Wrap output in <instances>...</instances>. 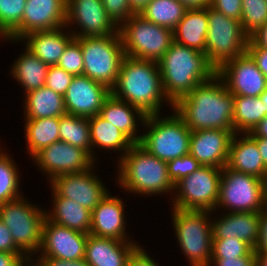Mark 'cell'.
<instances>
[{
    "mask_svg": "<svg viewBox=\"0 0 267 266\" xmlns=\"http://www.w3.org/2000/svg\"><path fill=\"white\" fill-rule=\"evenodd\" d=\"M222 168L201 166L175 184L173 208L215 211L219 199ZM178 189V190H177Z\"/></svg>",
    "mask_w": 267,
    "mask_h": 266,
    "instance_id": "obj_12",
    "label": "cell"
},
{
    "mask_svg": "<svg viewBox=\"0 0 267 266\" xmlns=\"http://www.w3.org/2000/svg\"><path fill=\"white\" fill-rule=\"evenodd\" d=\"M0 252L22 253L16 246L8 227L0 220Z\"/></svg>",
    "mask_w": 267,
    "mask_h": 266,
    "instance_id": "obj_46",
    "label": "cell"
},
{
    "mask_svg": "<svg viewBox=\"0 0 267 266\" xmlns=\"http://www.w3.org/2000/svg\"><path fill=\"white\" fill-rule=\"evenodd\" d=\"M73 77L57 65L49 66L45 86L64 96Z\"/></svg>",
    "mask_w": 267,
    "mask_h": 266,
    "instance_id": "obj_43",
    "label": "cell"
},
{
    "mask_svg": "<svg viewBox=\"0 0 267 266\" xmlns=\"http://www.w3.org/2000/svg\"><path fill=\"white\" fill-rule=\"evenodd\" d=\"M49 66L25 47V52L15 60L11 74L25 88V94L44 87Z\"/></svg>",
    "mask_w": 267,
    "mask_h": 266,
    "instance_id": "obj_30",
    "label": "cell"
},
{
    "mask_svg": "<svg viewBox=\"0 0 267 266\" xmlns=\"http://www.w3.org/2000/svg\"><path fill=\"white\" fill-rule=\"evenodd\" d=\"M111 90L87 76H74L64 94L67 114L90 118L99 114Z\"/></svg>",
    "mask_w": 267,
    "mask_h": 266,
    "instance_id": "obj_19",
    "label": "cell"
},
{
    "mask_svg": "<svg viewBox=\"0 0 267 266\" xmlns=\"http://www.w3.org/2000/svg\"><path fill=\"white\" fill-rule=\"evenodd\" d=\"M111 94L139 108L145 115L159 114L163 101L173 108L164 93L156 61L125 56Z\"/></svg>",
    "mask_w": 267,
    "mask_h": 266,
    "instance_id": "obj_2",
    "label": "cell"
},
{
    "mask_svg": "<svg viewBox=\"0 0 267 266\" xmlns=\"http://www.w3.org/2000/svg\"><path fill=\"white\" fill-rule=\"evenodd\" d=\"M257 64L259 70L267 79V49L265 48H247L246 50Z\"/></svg>",
    "mask_w": 267,
    "mask_h": 266,
    "instance_id": "obj_51",
    "label": "cell"
},
{
    "mask_svg": "<svg viewBox=\"0 0 267 266\" xmlns=\"http://www.w3.org/2000/svg\"><path fill=\"white\" fill-rule=\"evenodd\" d=\"M57 66L61 67L73 76L83 75L84 60L80 42L76 38H73L68 43L57 63Z\"/></svg>",
    "mask_w": 267,
    "mask_h": 266,
    "instance_id": "obj_40",
    "label": "cell"
},
{
    "mask_svg": "<svg viewBox=\"0 0 267 266\" xmlns=\"http://www.w3.org/2000/svg\"><path fill=\"white\" fill-rule=\"evenodd\" d=\"M32 159L49 176L50 181L63 174L79 173L91 169L95 158L82 148L58 141L37 152Z\"/></svg>",
    "mask_w": 267,
    "mask_h": 266,
    "instance_id": "obj_13",
    "label": "cell"
},
{
    "mask_svg": "<svg viewBox=\"0 0 267 266\" xmlns=\"http://www.w3.org/2000/svg\"><path fill=\"white\" fill-rule=\"evenodd\" d=\"M183 3L187 8H200L207 7L210 0H178Z\"/></svg>",
    "mask_w": 267,
    "mask_h": 266,
    "instance_id": "obj_55",
    "label": "cell"
},
{
    "mask_svg": "<svg viewBox=\"0 0 267 266\" xmlns=\"http://www.w3.org/2000/svg\"><path fill=\"white\" fill-rule=\"evenodd\" d=\"M118 163V184L126 191L148 196L175 191L168 175L167 162L150 154L139 143L121 156Z\"/></svg>",
    "mask_w": 267,
    "mask_h": 266,
    "instance_id": "obj_4",
    "label": "cell"
},
{
    "mask_svg": "<svg viewBox=\"0 0 267 266\" xmlns=\"http://www.w3.org/2000/svg\"><path fill=\"white\" fill-rule=\"evenodd\" d=\"M207 17L206 57L218 70L225 62L246 52L249 36L244 32L241 21L229 18L209 5Z\"/></svg>",
    "mask_w": 267,
    "mask_h": 266,
    "instance_id": "obj_10",
    "label": "cell"
},
{
    "mask_svg": "<svg viewBox=\"0 0 267 266\" xmlns=\"http://www.w3.org/2000/svg\"><path fill=\"white\" fill-rule=\"evenodd\" d=\"M191 130L223 129L234 131V95L215 74L183 96L173 109Z\"/></svg>",
    "mask_w": 267,
    "mask_h": 266,
    "instance_id": "obj_1",
    "label": "cell"
},
{
    "mask_svg": "<svg viewBox=\"0 0 267 266\" xmlns=\"http://www.w3.org/2000/svg\"><path fill=\"white\" fill-rule=\"evenodd\" d=\"M138 246L131 240L119 241L88 234L84 259L90 266H126Z\"/></svg>",
    "mask_w": 267,
    "mask_h": 266,
    "instance_id": "obj_23",
    "label": "cell"
},
{
    "mask_svg": "<svg viewBox=\"0 0 267 266\" xmlns=\"http://www.w3.org/2000/svg\"><path fill=\"white\" fill-rule=\"evenodd\" d=\"M65 0H26L20 26L6 39L19 41L35 31H49L66 26Z\"/></svg>",
    "mask_w": 267,
    "mask_h": 266,
    "instance_id": "obj_16",
    "label": "cell"
},
{
    "mask_svg": "<svg viewBox=\"0 0 267 266\" xmlns=\"http://www.w3.org/2000/svg\"><path fill=\"white\" fill-rule=\"evenodd\" d=\"M29 202V203H28ZM46 212L22 196L0 204V220L8 227L17 248L28 258L38 253L42 244Z\"/></svg>",
    "mask_w": 267,
    "mask_h": 266,
    "instance_id": "obj_8",
    "label": "cell"
},
{
    "mask_svg": "<svg viewBox=\"0 0 267 266\" xmlns=\"http://www.w3.org/2000/svg\"><path fill=\"white\" fill-rule=\"evenodd\" d=\"M259 239L255 252H267V209L264 208L259 216Z\"/></svg>",
    "mask_w": 267,
    "mask_h": 266,
    "instance_id": "obj_49",
    "label": "cell"
},
{
    "mask_svg": "<svg viewBox=\"0 0 267 266\" xmlns=\"http://www.w3.org/2000/svg\"><path fill=\"white\" fill-rule=\"evenodd\" d=\"M266 116V107L260 97L234 96L233 128L235 133L251 132Z\"/></svg>",
    "mask_w": 267,
    "mask_h": 266,
    "instance_id": "obj_33",
    "label": "cell"
},
{
    "mask_svg": "<svg viewBox=\"0 0 267 266\" xmlns=\"http://www.w3.org/2000/svg\"><path fill=\"white\" fill-rule=\"evenodd\" d=\"M259 216L258 212H228L211 220L212 240L237 238L255 249L259 239Z\"/></svg>",
    "mask_w": 267,
    "mask_h": 266,
    "instance_id": "obj_22",
    "label": "cell"
},
{
    "mask_svg": "<svg viewBox=\"0 0 267 266\" xmlns=\"http://www.w3.org/2000/svg\"><path fill=\"white\" fill-rule=\"evenodd\" d=\"M167 165L169 178L174 185L201 167V164L191 154L170 160Z\"/></svg>",
    "mask_w": 267,
    "mask_h": 266,
    "instance_id": "obj_41",
    "label": "cell"
},
{
    "mask_svg": "<svg viewBox=\"0 0 267 266\" xmlns=\"http://www.w3.org/2000/svg\"><path fill=\"white\" fill-rule=\"evenodd\" d=\"M121 198L108 193L91 211L90 234L98 237L129 241L125 236V215Z\"/></svg>",
    "mask_w": 267,
    "mask_h": 266,
    "instance_id": "obj_21",
    "label": "cell"
},
{
    "mask_svg": "<svg viewBox=\"0 0 267 266\" xmlns=\"http://www.w3.org/2000/svg\"><path fill=\"white\" fill-rule=\"evenodd\" d=\"M247 48L267 49V22L249 36Z\"/></svg>",
    "mask_w": 267,
    "mask_h": 266,
    "instance_id": "obj_50",
    "label": "cell"
},
{
    "mask_svg": "<svg viewBox=\"0 0 267 266\" xmlns=\"http://www.w3.org/2000/svg\"><path fill=\"white\" fill-rule=\"evenodd\" d=\"M235 131L205 129L191 131L189 154L201 166L224 168L227 166L230 143Z\"/></svg>",
    "mask_w": 267,
    "mask_h": 266,
    "instance_id": "obj_20",
    "label": "cell"
},
{
    "mask_svg": "<svg viewBox=\"0 0 267 266\" xmlns=\"http://www.w3.org/2000/svg\"><path fill=\"white\" fill-rule=\"evenodd\" d=\"M65 27L49 31H35L25 35L21 41L26 40V48L41 61L48 66H55L68 43L74 38L71 32H66V34L63 32Z\"/></svg>",
    "mask_w": 267,
    "mask_h": 266,
    "instance_id": "obj_25",
    "label": "cell"
},
{
    "mask_svg": "<svg viewBox=\"0 0 267 266\" xmlns=\"http://www.w3.org/2000/svg\"><path fill=\"white\" fill-rule=\"evenodd\" d=\"M216 74L234 96L259 97L267 88L266 77L247 51L225 62Z\"/></svg>",
    "mask_w": 267,
    "mask_h": 266,
    "instance_id": "obj_14",
    "label": "cell"
},
{
    "mask_svg": "<svg viewBox=\"0 0 267 266\" xmlns=\"http://www.w3.org/2000/svg\"><path fill=\"white\" fill-rule=\"evenodd\" d=\"M99 115L123 132L134 144L140 143L142 135L137 136L136 131L139 130H137L136 120L140 119L143 123L147 115L139 108L110 94L104 101Z\"/></svg>",
    "mask_w": 267,
    "mask_h": 266,
    "instance_id": "obj_26",
    "label": "cell"
},
{
    "mask_svg": "<svg viewBox=\"0 0 267 266\" xmlns=\"http://www.w3.org/2000/svg\"><path fill=\"white\" fill-rule=\"evenodd\" d=\"M88 234L72 230L50 221L43 224L40 257H55L62 260L84 259Z\"/></svg>",
    "mask_w": 267,
    "mask_h": 266,
    "instance_id": "obj_18",
    "label": "cell"
},
{
    "mask_svg": "<svg viewBox=\"0 0 267 266\" xmlns=\"http://www.w3.org/2000/svg\"><path fill=\"white\" fill-rule=\"evenodd\" d=\"M241 24L250 36L267 22L266 0H242Z\"/></svg>",
    "mask_w": 267,
    "mask_h": 266,
    "instance_id": "obj_38",
    "label": "cell"
},
{
    "mask_svg": "<svg viewBox=\"0 0 267 266\" xmlns=\"http://www.w3.org/2000/svg\"><path fill=\"white\" fill-rule=\"evenodd\" d=\"M258 145L265 167L267 168V138H252Z\"/></svg>",
    "mask_w": 267,
    "mask_h": 266,
    "instance_id": "obj_54",
    "label": "cell"
},
{
    "mask_svg": "<svg viewBox=\"0 0 267 266\" xmlns=\"http://www.w3.org/2000/svg\"><path fill=\"white\" fill-rule=\"evenodd\" d=\"M158 65L164 93L173 105L196 86L210 80L217 71L208 62L205 53L175 41Z\"/></svg>",
    "mask_w": 267,
    "mask_h": 266,
    "instance_id": "obj_3",
    "label": "cell"
},
{
    "mask_svg": "<svg viewBox=\"0 0 267 266\" xmlns=\"http://www.w3.org/2000/svg\"><path fill=\"white\" fill-rule=\"evenodd\" d=\"M28 260L23 253L0 252V266H21Z\"/></svg>",
    "mask_w": 267,
    "mask_h": 266,
    "instance_id": "obj_52",
    "label": "cell"
},
{
    "mask_svg": "<svg viewBox=\"0 0 267 266\" xmlns=\"http://www.w3.org/2000/svg\"><path fill=\"white\" fill-rule=\"evenodd\" d=\"M227 167L236 172L267 180V168L258 150V145L247 133H244L241 138L237 136V133L233 135Z\"/></svg>",
    "mask_w": 267,
    "mask_h": 266,
    "instance_id": "obj_24",
    "label": "cell"
},
{
    "mask_svg": "<svg viewBox=\"0 0 267 266\" xmlns=\"http://www.w3.org/2000/svg\"><path fill=\"white\" fill-rule=\"evenodd\" d=\"M247 134L251 138H267V115Z\"/></svg>",
    "mask_w": 267,
    "mask_h": 266,
    "instance_id": "obj_53",
    "label": "cell"
},
{
    "mask_svg": "<svg viewBox=\"0 0 267 266\" xmlns=\"http://www.w3.org/2000/svg\"><path fill=\"white\" fill-rule=\"evenodd\" d=\"M264 208L267 209V180L265 181V201H264Z\"/></svg>",
    "mask_w": 267,
    "mask_h": 266,
    "instance_id": "obj_59",
    "label": "cell"
},
{
    "mask_svg": "<svg viewBox=\"0 0 267 266\" xmlns=\"http://www.w3.org/2000/svg\"><path fill=\"white\" fill-rule=\"evenodd\" d=\"M60 141L82 148L92 157V143L90 136L89 119L78 117L71 114H65L60 117L59 122Z\"/></svg>",
    "mask_w": 267,
    "mask_h": 266,
    "instance_id": "obj_35",
    "label": "cell"
},
{
    "mask_svg": "<svg viewBox=\"0 0 267 266\" xmlns=\"http://www.w3.org/2000/svg\"><path fill=\"white\" fill-rule=\"evenodd\" d=\"M75 22V23H74ZM77 24L81 31H72L74 38L112 35L118 26L108 16L101 0H67L66 25Z\"/></svg>",
    "mask_w": 267,
    "mask_h": 266,
    "instance_id": "obj_15",
    "label": "cell"
},
{
    "mask_svg": "<svg viewBox=\"0 0 267 266\" xmlns=\"http://www.w3.org/2000/svg\"><path fill=\"white\" fill-rule=\"evenodd\" d=\"M211 264H214V266H256V253L253 249L246 256L235 258H211L209 266H212Z\"/></svg>",
    "mask_w": 267,
    "mask_h": 266,
    "instance_id": "obj_45",
    "label": "cell"
},
{
    "mask_svg": "<svg viewBox=\"0 0 267 266\" xmlns=\"http://www.w3.org/2000/svg\"><path fill=\"white\" fill-rule=\"evenodd\" d=\"M101 1L108 16L118 27L135 14L133 9L129 5V0H101Z\"/></svg>",
    "mask_w": 267,
    "mask_h": 266,
    "instance_id": "obj_42",
    "label": "cell"
},
{
    "mask_svg": "<svg viewBox=\"0 0 267 266\" xmlns=\"http://www.w3.org/2000/svg\"><path fill=\"white\" fill-rule=\"evenodd\" d=\"M13 162L0 149V204L21 197L18 168Z\"/></svg>",
    "mask_w": 267,
    "mask_h": 266,
    "instance_id": "obj_36",
    "label": "cell"
},
{
    "mask_svg": "<svg viewBox=\"0 0 267 266\" xmlns=\"http://www.w3.org/2000/svg\"><path fill=\"white\" fill-rule=\"evenodd\" d=\"M209 28L207 7L188 8L173 29V40L206 54V36Z\"/></svg>",
    "mask_w": 267,
    "mask_h": 266,
    "instance_id": "obj_27",
    "label": "cell"
},
{
    "mask_svg": "<svg viewBox=\"0 0 267 266\" xmlns=\"http://www.w3.org/2000/svg\"><path fill=\"white\" fill-rule=\"evenodd\" d=\"M144 250L138 246L129 257L126 266H158Z\"/></svg>",
    "mask_w": 267,
    "mask_h": 266,
    "instance_id": "obj_48",
    "label": "cell"
},
{
    "mask_svg": "<svg viewBox=\"0 0 267 266\" xmlns=\"http://www.w3.org/2000/svg\"><path fill=\"white\" fill-rule=\"evenodd\" d=\"M39 261H38V260ZM39 266H90L85 259L62 260L55 257H40L35 259Z\"/></svg>",
    "mask_w": 267,
    "mask_h": 266,
    "instance_id": "obj_47",
    "label": "cell"
},
{
    "mask_svg": "<svg viewBox=\"0 0 267 266\" xmlns=\"http://www.w3.org/2000/svg\"><path fill=\"white\" fill-rule=\"evenodd\" d=\"M52 193L54 209L47 211L46 217L56 224L90 234L91 211L71 199L60 197L53 189Z\"/></svg>",
    "mask_w": 267,
    "mask_h": 266,
    "instance_id": "obj_28",
    "label": "cell"
},
{
    "mask_svg": "<svg viewBox=\"0 0 267 266\" xmlns=\"http://www.w3.org/2000/svg\"><path fill=\"white\" fill-rule=\"evenodd\" d=\"M25 122L26 143L31 157L43 148L60 141V117L26 119Z\"/></svg>",
    "mask_w": 267,
    "mask_h": 266,
    "instance_id": "obj_32",
    "label": "cell"
},
{
    "mask_svg": "<svg viewBox=\"0 0 267 266\" xmlns=\"http://www.w3.org/2000/svg\"><path fill=\"white\" fill-rule=\"evenodd\" d=\"M76 39L80 42L84 60L83 75L112 90L125 57L119 32Z\"/></svg>",
    "mask_w": 267,
    "mask_h": 266,
    "instance_id": "obj_5",
    "label": "cell"
},
{
    "mask_svg": "<svg viewBox=\"0 0 267 266\" xmlns=\"http://www.w3.org/2000/svg\"><path fill=\"white\" fill-rule=\"evenodd\" d=\"M265 180L254 175L222 168L219 199L216 207L229 212H258L264 209Z\"/></svg>",
    "mask_w": 267,
    "mask_h": 266,
    "instance_id": "obj_11",
    "label": "cell"
},
{
    "mask_svg": "<svg viewBox=\"0 0 267 266\" xmlns=\"http://www.w3.org/2000/svg\"><path fill=\"white\" fill-rule=\"evenodd\" d=\"M187 9L178 0H151L139 14L156 25L173 30Z\"/></svg>",
    "mask_w": 267,
    "mask_h": 266,
    "instance_id": "obj_34",
    "label": "cell"
},
{
    "mask_svg": "<svg viewBox=\"0 0 267 266\" xmlns=\"http://www.w3.org/2000/svg\"><path fill=\"white\" fill-rule=\"evenodd\" d=\"M90 125V136L92 148L94 145L104 150H117L121 149L123 156L134 143L118 128L113 126L110 122L103 119L99 114L88 118Z\"/></svg>",
    "mask_w": 267,
    "mask_h": 266,
    "instance_id": "obj_31",
    "label": "cell"
},
{
    "mask_svg": "<svg viewBox=\"0 0 267 266\" xmlns=\"http://www.w3.org/2000/svg\"><path fill=\"white\" fill-rule=\"evenodd\" d=\"M94 167L54 177L49 183L60 197L71 199L92 211L108 194L107 188L103 186L105 184L93 172Z\"/></svg>",
    "mask_w": 267,
    "mask_h": 266,
    "instance_id": "obj_17",
    "label": "cell"
},
{
    "mask_svg": "<svg viewBox=\"0 0 267 266\" xmlns=\"http://www.w3.org/2000/svg\"><path fill=\"white\" fill-rule=\"evenodd\" d=\"M173 227L176 238L189 264L209 266L212 256V223L210 211L182 210L173 208ZM209 215V216H208Z\"/></svg>",
    "mask_w": 267,
    "mask_h": 266,
    "instance_id": "obj_7",
    "label": "cell"
},
{
    "mask_svg": "<svg viewBox=\"0 0 267 266\" xmlns=\"http://www.w3.org/2000/svg\"><path fill=\"white\" fill-rule=\"evenodd\" d=\"M172 114L163 118L159 114L147 115L142 126L144 124L149 130L139 143L150 154L166 162L189 154L190 147L191 130L175 111Z\"/></svg>",
    "mask_w": 267,
    "mask_h": 266,
    "instance_id": "obj_6",
    "label": "cell"
},
{
    "mask_svg": "<svg viewBox=\"0 0 267 266\" xmlns=\"http://www.w3.org/2000/svg\"><path fill=\"white\" fill-rule=\"evenodd\" d=\"M209 6L229 18L241 20L242 0H210Z\"/></svg>",
    "mask_w": 267,
    "mask_h": 266,
    "instance_id": "obj_44",
    "label": "cell"
},
{
    "mask_svg": "<svg viewBox=\"0 0 267 266\" xmlns=\"http://www.w3.org/2000/svg\"><path fill=\"white\" fill-rule=\"evenodd\" d=\"M125 56L158 62L170 48L173 30L135 13L118 27Z\"/></svg>",
    "mask_w": 267,
    "mask_h": 266,
    "instance_id": "obj_9",
    "label": "cell"
},
{
    "mask_svg": "<svg viewBox=\"0 0 267 266\" xmlns=\"http://www.w3.org/2000/svg\"><path fill=\"white\" fill-rule=\"evenodd\" d=\"M25 119L61 117L66 114L63 95L46 86L25 94Z\"/></svg>",
    "mask_w": 267,
    "mask_h": 266,
    "instance_id": "obj_29",
    "label": "cell"
},
{
    "mask_svg": "<svg viewBox=\"0 0 267 266\" xmlns=\"http://www.w3.org/2000/svg\"><path fill=\"white\" fill-rule=\"evenodd\" d=\"M256 253V266H267V252Z\"/></svg>",
    "mask_w": 267,
    "mask_h": 266,
    "instance_id": "obj_57",
    "label": "cell"
},
{
    "mask_svg": "<svg viewBox=\"0 0 267 266\" xmlns=\"http://www.w3.org/2000/svg\"><path fill=\"white\" fill-rule=\"evenodd\" d=\"M32 260L33 259H29L28 261H26V263H29L28 266H31V264H32V266H39V264L37 262L36 263H33ZM30 261L32 262L31 264H30ZM26 263H23L21 266H26L27 265Z\"/></svg>",
    "mask_w": 267,
    "mask_h": 266,
    "instance_id": "obj_60",
    "label": "cell"
},
{
    "mask_svg": "<svg viewBox=\"0 0 267 266\" xmlns=\"http://www.w3.org/2000/svg\"><path fill=\"white\" fill-rule=\"evenodd\" d=\"M253 248L237 238L212 240L211 258H235L248 255Z\"/></svg>",
    "mask_w": 267,
    "mask_h": 266,
    "instance_id": "obj_39",
    "label": "cell"
},
{
    "mask_svg": "<svg viewBox=\"0 0 267 266\" xmlns=\"http://www.w3.org/2000/svg\"><path fill=\"white\" fill-rule=\"evenodd\" d=\"M151 0H129V5L135 13H140Z\"/></svg>",
    "mask_w": 267,
    "mask_h": 266,
    "instance_id": "obj_56",
    "label": "cell"
},
{
    "mask_svg": "<svg viewBox=\"0 0 267 266\" xmlns=\"http://www.w3.org/2000/svg\"><path fill=\"white\" fill-rule=\"evenodd\" d=\"M26 0H0V36L7 39L21 24Z\"/></svg>",
    "mask_w": 267,
    "mask_h": 266,
    "instance_id": "obj_37",
    "label": "cell"
},
{
    "mask_svg": "<svg viewBox=\"0 0 267 266\" xmlns=\"http://www.w3.org/2000/svg\"><path fill=\"white\" fill-rule=\"evenodd\" d=\"M259 97H260L263 105H265V107H266V115H267V88Z\"/></svg>",
    "mask_w": 267,
    "mask_h": 266,
    "instance_id": "obj_58",
    "label": "cell"
}]
</instances>
